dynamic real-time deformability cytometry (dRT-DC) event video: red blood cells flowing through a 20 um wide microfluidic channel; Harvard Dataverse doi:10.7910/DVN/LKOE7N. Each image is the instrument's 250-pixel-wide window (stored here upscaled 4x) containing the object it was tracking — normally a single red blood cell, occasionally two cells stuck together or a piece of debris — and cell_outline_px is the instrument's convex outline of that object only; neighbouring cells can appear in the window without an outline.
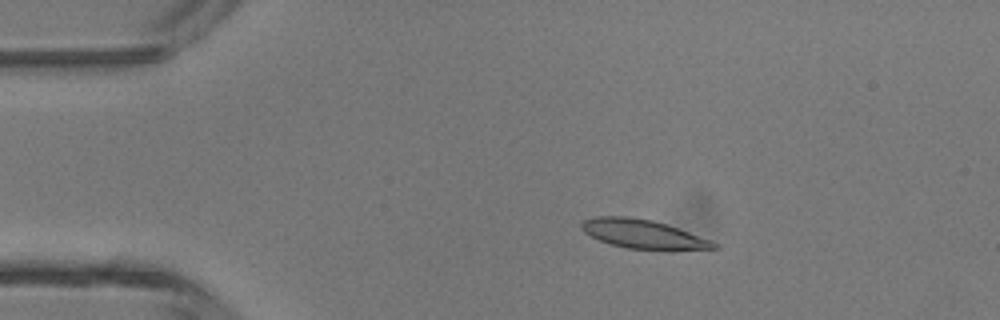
{"species": "common noctule bat (a hibernating species)", "species_latin": "Nyctalus noctula", "temperature_condition": "room temperature", "stored_images_in_passage": 3, "camera_frame_rate_fps": 3000, "um_per_image_px": 0.085, "animal": {"sex": "male", "body_mass_g": 13.3}, "frame": {"image": 1, "passage_image": 1, "time_ms": 0.0, "image_size_px": [1000, 320], "cell_outline_px": [[720, 248], [668, 252], [660, 252], [628, 248], [612, 244], [600, 240], [584, 232], [580, 228], [580, 224], [584, 220], [596, 216], [628, 216], [652, 220], [712, 240], [720, 244]], "centroid_in_image_um": [54.75, 19.94], "position_along_channel_um": 30.3, "area_um2": 22.89}}